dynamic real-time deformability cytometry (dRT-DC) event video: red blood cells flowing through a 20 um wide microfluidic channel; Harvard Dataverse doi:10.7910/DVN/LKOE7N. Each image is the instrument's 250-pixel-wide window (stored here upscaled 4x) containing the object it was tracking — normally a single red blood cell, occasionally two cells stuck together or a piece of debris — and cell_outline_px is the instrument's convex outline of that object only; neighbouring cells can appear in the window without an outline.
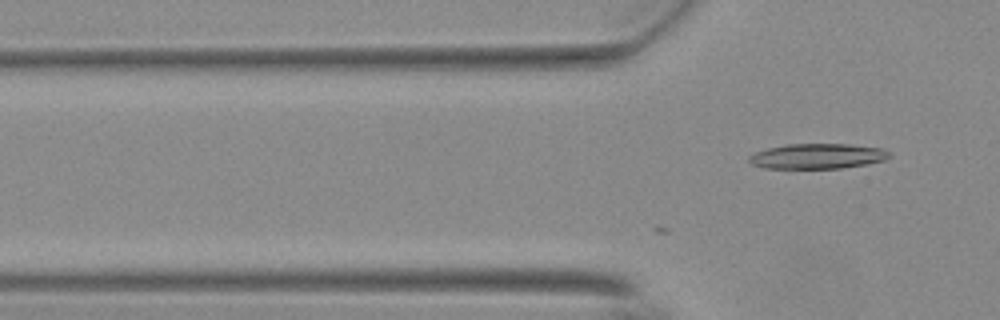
{"species": "Egyptian fruit bat (a non-hibernating species)", "species_latin": "Rousettus aegyptiacus", "temperature_condition": "warm", "stored_images_in_passage": 2, "camera_frame_rate_fps": 3000, "um_per_image_px": 0.085, "animal": {"sex": "female"}, "frame": {"image": 1, "passage_image": 2, "time_ms": 0.333, "image_size_px": [1000, 320], "cell_outline_px": [[892, 156], [884, 160], [868, 164], [840, 168], [764, 168], [752, 164], [748, 160], [748, 156], [756, 152], [768, 148], [784, 144], [848, 144], [880, 148], [888, 152]], "centroid_in_image_um": [69.47, 13.27], "position_along_channel_um": 56.3, "area_um2": 20.52}}